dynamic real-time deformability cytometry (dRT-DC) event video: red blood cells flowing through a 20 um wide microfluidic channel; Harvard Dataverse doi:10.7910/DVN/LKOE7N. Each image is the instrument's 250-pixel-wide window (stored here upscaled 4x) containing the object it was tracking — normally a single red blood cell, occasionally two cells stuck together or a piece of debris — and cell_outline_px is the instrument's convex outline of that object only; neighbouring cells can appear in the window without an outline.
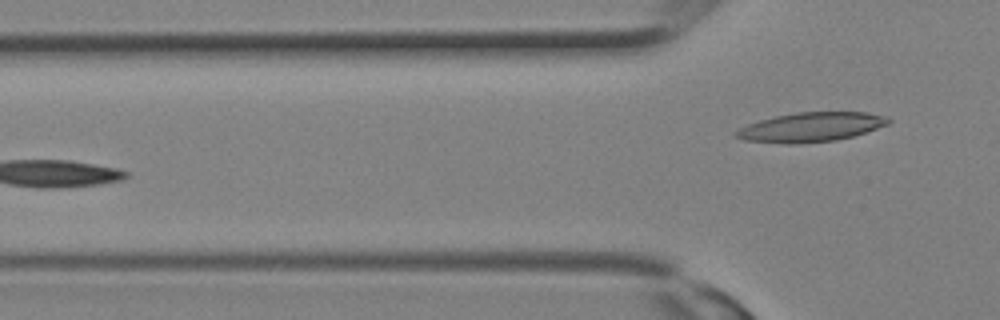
{"species": "Egyptian fruit bat (a non-hibernating species)", "species_latin": "Rousettus aegyptiacus", "temperature_condition": "room temperature", "stored_images_in_passage": 9, "segment_of_instrument_passage": [2, 2], "camera_frame_rate_fps": 3000, "um_per_image_px": 0.085, "animal": {"sex": "female"}, "frame": {"image": 1, "passage_image": 9, "time_ms": 2.667, "image_size_px": [1000, 320], "cell_outline_px": [[892, 120], [888, 124], [852, 136], [836, 140], [792, 144], [788, 144], [744, 140], [732, 136], [732, 132], [748, 124], [760, 120], [776, 116], [796, 112], [868, 112], [888, 116]], "centroid_in_image_um": [68.91, 10.8], "position_along_channel_um": 56.9, "area_um2": 26.07}}